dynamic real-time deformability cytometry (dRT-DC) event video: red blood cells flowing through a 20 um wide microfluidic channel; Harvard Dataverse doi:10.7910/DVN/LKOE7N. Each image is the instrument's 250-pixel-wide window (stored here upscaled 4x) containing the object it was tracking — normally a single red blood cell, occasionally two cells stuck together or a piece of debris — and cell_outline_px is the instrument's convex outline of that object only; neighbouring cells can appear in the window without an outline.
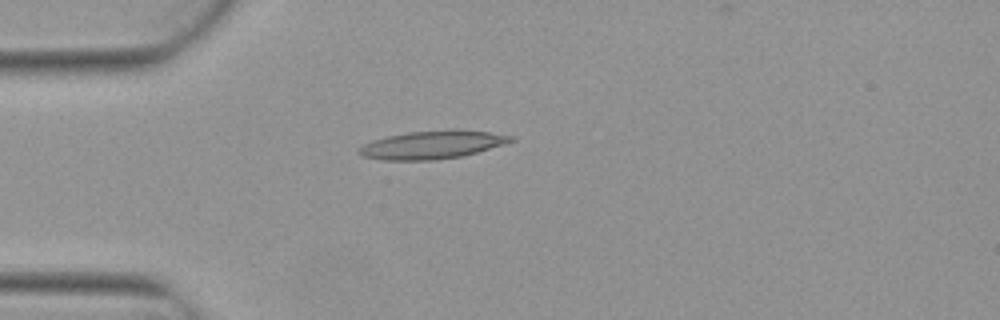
{"species": "Egyptian fruit bat (a non-hibernating species)", "species_latin": "Rousettus aegyptiacus", "temperature_condition": "warm", "stored_images_in_passage": 3, "camera_frame_rate_fps": 3000, "um_per_image_px": 0.085, "animal": {"sex": "female"}, "frame": {"image": 1, "passage_image": 3, "time_ms": 0.667, "image_size_px": [1000, 320], "cell_outline_px": [[516, 140], [504, 144], [464, 156], [436, 160], [384, 160], [364, 156], [356, 152], [356, 148], [372, 140], [388, 136], [408, 132], [452, 128], [456, 128], [488, 132], [516, 136]], "centroid_in_image_um": [36.77, 12.29], "position_along_channel_um": 48.2, "area_um2": 25.32}}